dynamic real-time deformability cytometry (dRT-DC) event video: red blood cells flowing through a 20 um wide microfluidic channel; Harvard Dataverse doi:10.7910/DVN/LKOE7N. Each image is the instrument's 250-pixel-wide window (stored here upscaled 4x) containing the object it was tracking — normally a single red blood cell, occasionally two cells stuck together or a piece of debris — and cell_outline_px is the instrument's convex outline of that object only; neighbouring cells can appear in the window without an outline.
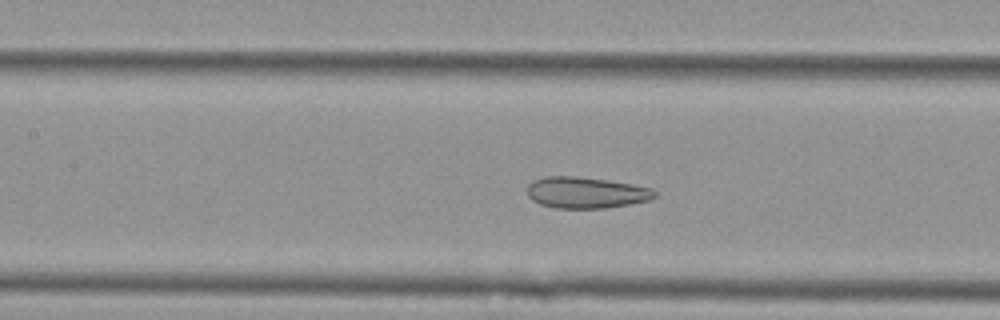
{"species": "Egyptian fruit bat (a non-hibernating species)", "species_latin": "Rousettus aegyptiacus", "temperature_condition": "cold", "stored_images_in_passage": 35, "camera_frame_rate_fps": 3000, "um_per_image_px": 0.085, "animal": {"sex": "female"}, "frame": {"image": 1, "passage_image": 20, "time_ms": 6.333, "image_size_px": [1000, 320], "cell_outline_px": [[656, 196], [648, 200], [628, 204], [604, 208], [556, 208], [540, 204], [532, 200], [528, 196], [528, 184], [532, 180], [544, 176], [572, 176], [608, 180], [632, 184], [652, 188], [656, 192]], "centroid_in_image_um": [49.78, 16.36], "position_along_channel_um": 157.6, "area_um2": 23.18}}
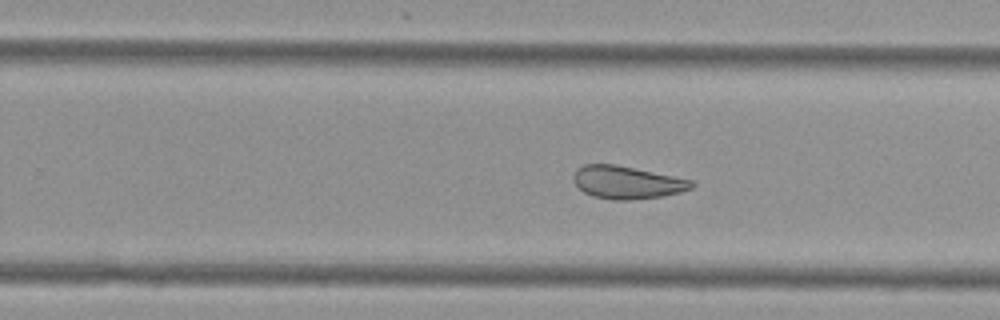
{"frame": {"image": 2, "passage_image": 30, "time_ms": 9.667, "image_size_px": [1000, 320], "cell_outline_px": [[696, 184], [692, 188], [680, 192], [664, 196], [632, 200], [612, 200], [592, 196], [584, 192], [572, 180], [572, 176], [576, 168], [584, 164], [616, 164], [692, 180]], "centroid_in_image_um": [53.27, 15.5], "position_along_channel_um": 276.5, "area_um2": 22.72}}